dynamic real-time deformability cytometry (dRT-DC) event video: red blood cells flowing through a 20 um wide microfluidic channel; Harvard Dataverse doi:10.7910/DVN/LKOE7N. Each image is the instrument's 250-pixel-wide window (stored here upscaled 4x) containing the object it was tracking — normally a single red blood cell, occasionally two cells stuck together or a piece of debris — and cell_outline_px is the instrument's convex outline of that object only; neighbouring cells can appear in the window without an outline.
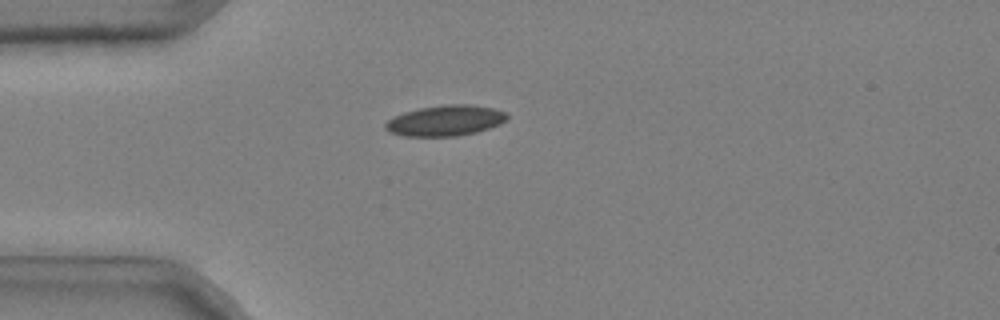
{"species": "common noctule bat (a hibernating species)", "species_latin": "Nyctalus noctula", "temperature_condition": "cold", "stored_images_in_passage": 36, "camera_frame_rate_fps": 3000, "um_per_image_px": 0.085, "animal": {"sex": "male", "body_mass_g": 20.4}, "frame": {"image": 1, "passage_image": 2, "time_ms": 0.333, "image_size_px": [1000, 320], "cell_outline_px": [[508, 120], [500, 124], [476, 132], [456, 136], [404, 136], [392, 132], [384, 128], [384, 124], [388, 120], [404, 112], [420, 108], [444, 104], [472, 104], [492, 108], [508, 112]], "centroid_in_image_um": [37.9, 10.24], "position_along_channel_um": 47.1, "area_um2": 21.73}}
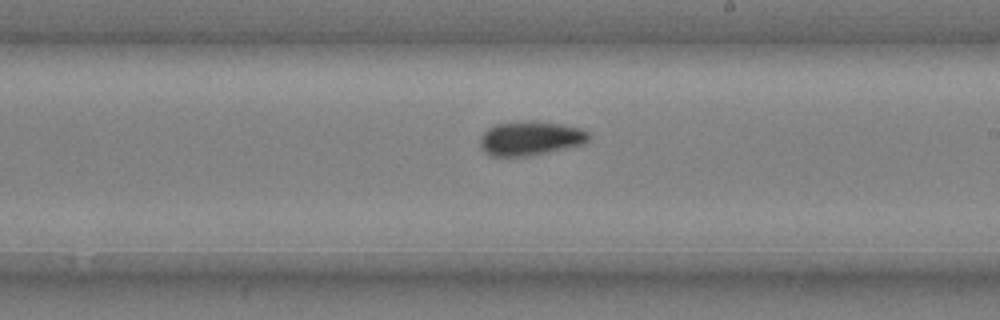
{"frame": {"image": 2, "passage_image": 19, "time_ms": 6.0, "image_size_px": [1000, 320], "cell_outline_px": [[592, 136], [584, 144], [548, 152], [528, 156], [488, 156], [484, 152], [480, 144], [480, 136], [488, 128], [496, 124], [524, 120], [532, 120], [560, 124], [580, 128], [588, 132]], "centroid_in_image_um": [45.07, 11.75], "position_along_channel_um": 243.9, "area_um2": 21.85}}
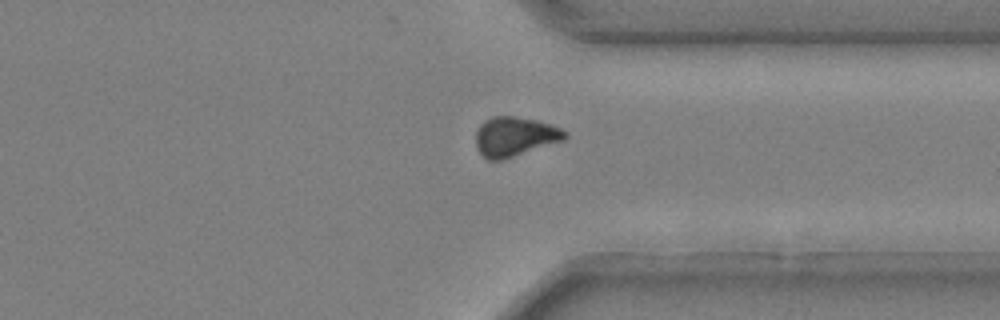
{"frame": {"image": 3, "passage_image": 29, "time_ms": 9.333, "image_size_px": [1000, 320], "cell_outline_px": [[568, 136], [564, 140], [504, 160], [488, 160], [476, 148], [476, 132], [480, 124], [484, 120], [492, 116], [516, 116], [536, 120], [560, 128], [568, 132]], "centroid_in_image_um": [43.75, 11.61], "position_along_channel_um": 367.6, "area_um2": 20.63}, "authors_computed_cell_mechanics": {"area_um2": 20.808, "velocity_mm_per_s": 3.7201, "shape_relaxation_time_tau1_ms": 3.8377, "shape_relaxation_time_tau2_ms": 5.6013, "deformation_change_tau1": 0.1012, "deformation_change_tau2": 0.0729}}